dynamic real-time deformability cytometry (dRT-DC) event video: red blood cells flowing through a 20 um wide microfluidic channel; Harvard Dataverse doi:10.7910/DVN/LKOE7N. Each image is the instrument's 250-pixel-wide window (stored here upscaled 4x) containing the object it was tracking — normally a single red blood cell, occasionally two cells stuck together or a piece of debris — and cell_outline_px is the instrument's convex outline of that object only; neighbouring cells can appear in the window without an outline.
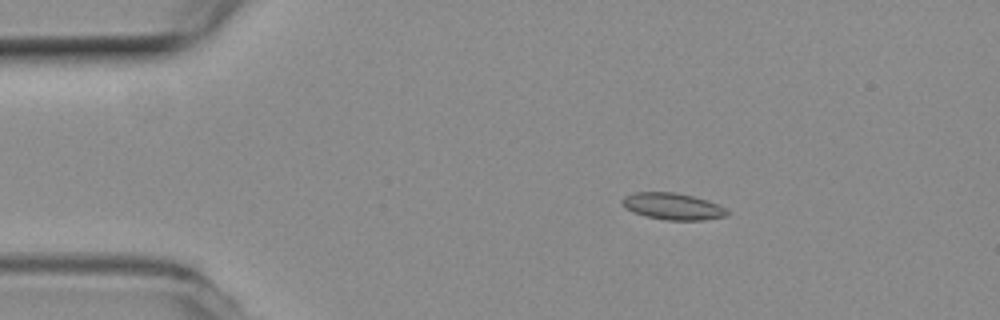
{"species": "common noctule bat (a hibernating species)", "species_latin": "Nyctalus noctula", "temperature_condition": "room temperature", "stored_images_in_passage": 4, "camera_frame_rate_fps": 3000, "um_per_image_px": 0.085, "animal": {"sex": "female", "body_mass_g": 19.3, "forearm_length_mm": 54.1}, "frame": {"image": 1, "passage_image": 1, "time_ms": 0.0, "image_size_px": [1000, 320], "cell_outline_px": [[728, 216], [704, 220], [664, 220], [644, 216], [632, 212], [624, 208], [620, 204], [620, 200], [624, 196], [636, 192], [676, 192], [708, 200], [720, 204], [728, 212]], "centroid_in_image_um": [57.14, 17.54], "position_along_channel_um": 27.9, "area_um2": 16.65}}
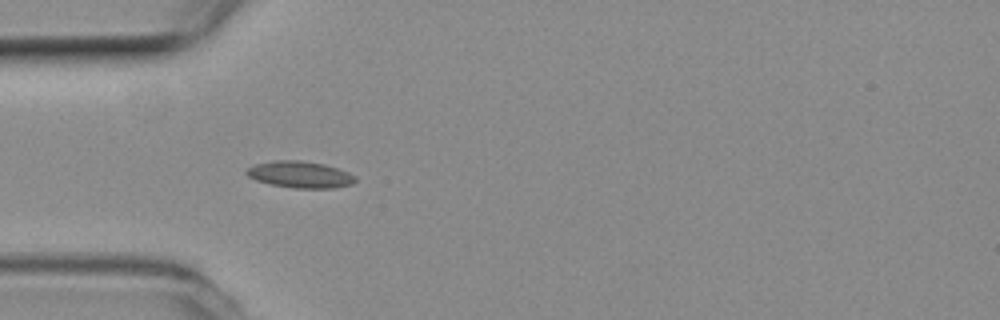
{"frame": {"image": 2, "passage_image": 3, "time_ms": 0.667, "image_size_px": [1000, 320], "cell_outline_px": [[356, 180], [352, 184], [332, 188], [296, 188], [268, 184], [256, 180], [248, 176], [244, 172], [248, 168], [256, 164], [276, 160], [300, 160], [324, 164], [348, 172], [356, 176]], "centroid_in_image_um": [25.5, 14.84], "position_along_channel_um": 59.5, "area_um2": 16.82}}
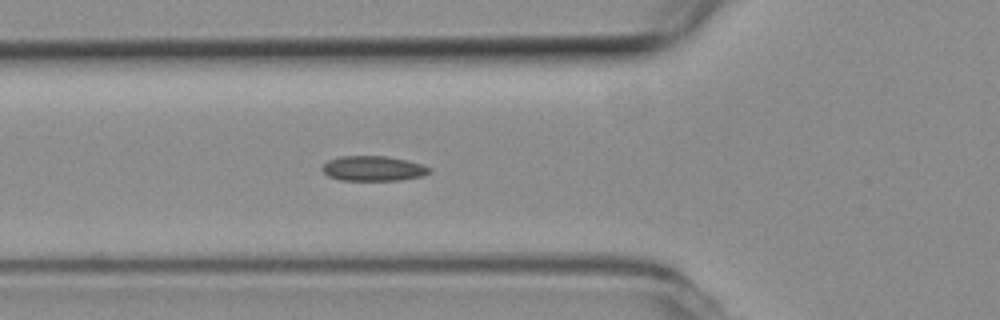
{"frame": {"image": 3, "passage_image": 4, "time_ms": 1.0, "image_size_px": [1000, 320], "cell_outline_px": [[432, 172], [424, 176], [400, 180], [340, 180], [328, 176], [320, 168], [328, 160], [340, 156], [388, 156], [408, 160], [432, 168]], "centroid_in_image_um": [31.75, 14.32], "position_along_channel_um": 94.1, "area_um2": 15.78}}